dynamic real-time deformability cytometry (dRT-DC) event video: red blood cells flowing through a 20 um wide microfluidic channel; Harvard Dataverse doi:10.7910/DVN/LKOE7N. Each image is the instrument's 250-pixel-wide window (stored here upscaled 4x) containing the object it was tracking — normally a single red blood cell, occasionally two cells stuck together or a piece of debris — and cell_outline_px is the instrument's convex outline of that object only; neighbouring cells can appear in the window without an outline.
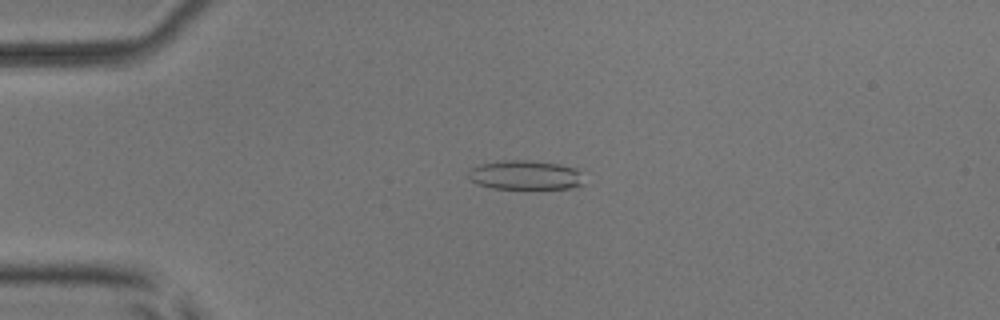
{"species": "common noctule bat (a hibernating species)", "species_latin": "Nyctalus noctula", "temperature_condition": "room temperature", "stored_images_in_passage": 41, "camera_frame_rate_fps": 3000, "um_per_image_px": 0.085, "animal": {"sex": "male", "body_mass_g": 17.9, "forearm_length_mm": 54.2}, "frame": {"image": 1, "passage_image": 2, "time_ms": 0.333, "image_size_px": [1000, 320], "cell_outline_px": [[580, 184], [568, 188], [492, 188], [480, 184], [472, 180], [468, 176], [468, 172], [472, 168], [480, 164], [504, 160], [524, 160], [560, 164], [576, 168], [580, 172]], "centroid_in_image_um": [44.61, 14.86], "position_along_channel_um": 40.4, "area_um2": 19.19}}
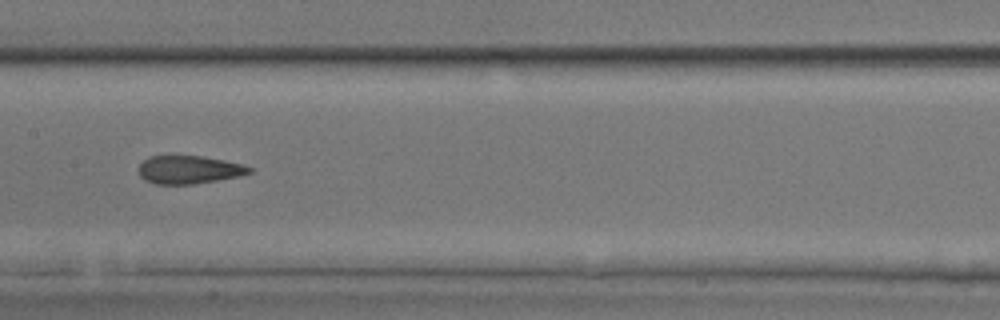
{"frame": {"image": 2, "passage_image": 16, "time_ms": 5.0, "image_size_px": [1000, 320], "cell_outline_px": [[252, 172], [240, 176], [192, 184], [152, 184], [144, 180], [140, 176], [136, 168], [148, 156], [204, 156], [244, 164], [252, 168]], "centroid_in_image_um": [16.03, 14.42], "position_along_channel_um": 191.4, "area_um2": 18.32}}
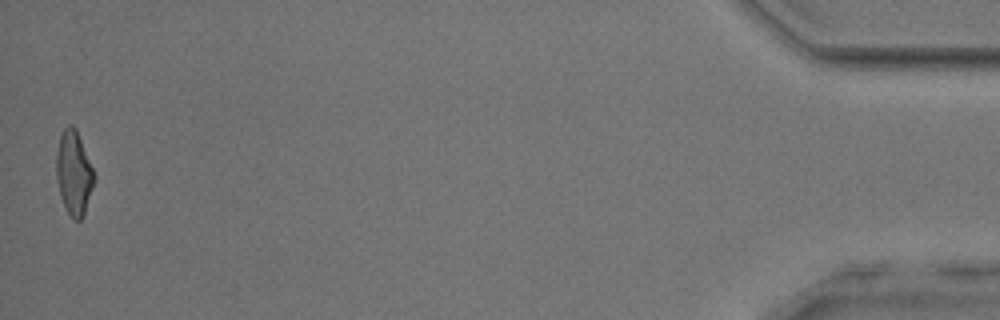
{"frame": {"image": 3, "passage_image": 41, "time_ms": 13.333, "image_size_px": [1000, 320], "cell_outline_px": [[96, 176], [84, 216], [80, 220], [76, 220], [68, 212], [60, 196], [56, 180], [56, 152], [60, 136], [64, 128], [68, 124], [72, 124], [76, 128]], "centroid_in_image_um": [6.27, 14.68], "position_along_channel_um": 428.9, "area_um2": 18.55}, "authors_computed_cell_mechanics": {"area_um2": 18.7272, "velocity_mm_per_s": 3.9498, "shape_relaxation_time_tau1_ms": null, "shape_relaxation_time_tau2_ms": 1.8745, "deformation_change_tau1": null, "deformation_change_tau2": 0.1099}}